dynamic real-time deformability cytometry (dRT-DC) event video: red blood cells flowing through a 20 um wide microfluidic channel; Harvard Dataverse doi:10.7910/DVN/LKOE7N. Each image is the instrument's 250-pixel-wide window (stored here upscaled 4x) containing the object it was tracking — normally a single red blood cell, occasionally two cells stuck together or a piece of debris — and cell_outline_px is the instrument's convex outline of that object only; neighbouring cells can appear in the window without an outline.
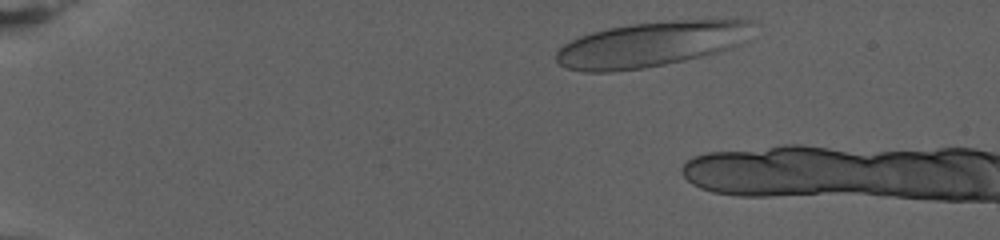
{"species": "human", "species_latin": "Homo sapiens", "temperature_condition": "warm", "stored_images_in_passage": 10, "camera_frame_rate_fps": 3000, "um_per_image_px": 0.085, "donor": {"sex": "female"}, "frame": {"image": 1, "passage_image": 4, "time_ms": 1.0, "image_size_px": [1000, 240], "cell_outline_px": [[752, 20], [748, 40], [740, 44], [716, 52], [684, 60], [644, 68], [612, 72], [584, 72], [568, 68], [560, 64], [556, 60], [556, 52], [564, 44], [580, 36], [592, 32], [608, 28], [632, 24], [672, 20]], "centroid_in_image_um": [55.31, 3.76], "position_along_channel_um": 29.7, "area_um2": 51.27}}